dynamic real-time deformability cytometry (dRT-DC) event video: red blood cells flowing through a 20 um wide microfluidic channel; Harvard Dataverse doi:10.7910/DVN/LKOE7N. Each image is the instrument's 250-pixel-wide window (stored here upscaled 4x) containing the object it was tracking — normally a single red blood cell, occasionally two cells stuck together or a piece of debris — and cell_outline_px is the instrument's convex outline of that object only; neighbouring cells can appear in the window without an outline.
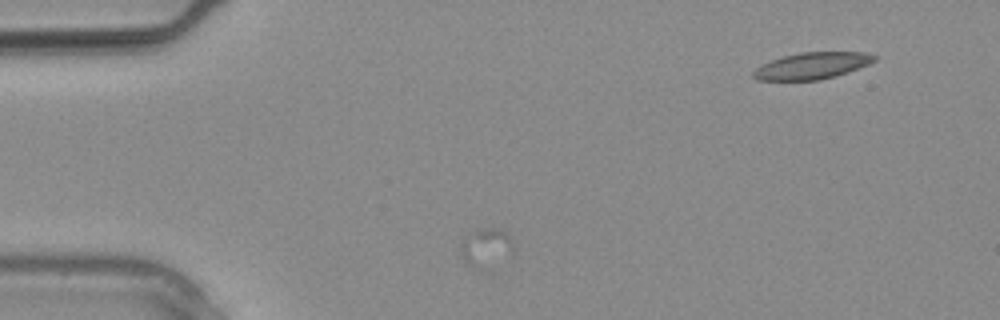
{"species": "common noctule bat (a hibernating species)", "species_latin": "Nyctalus noctula", "temperature_condition": "warm", "stored_images_in_passage": 6, "camera_frame_rate_fps": 3000, "um_per_image_px": 0.085, "animal": {"sex": "male", "body_mass_g": 20.4}, "frame": {"image": 1, "passage_image": 1, "time_ms": 0.0, "image_size_px": [1000, 320], "cell_outline_px": [[512, 256], [488, 272], [476, 272], [464, 260], [460, 252], [460, 244], [464, 240], [476, 232], [488, 228], [496, 228], [504, 232], [508, 236], [512, 244]], "centroid_in_image_um": [41.34, 21.21], "position_along_channel_um": 43.7, "area_um2": 12.25}}